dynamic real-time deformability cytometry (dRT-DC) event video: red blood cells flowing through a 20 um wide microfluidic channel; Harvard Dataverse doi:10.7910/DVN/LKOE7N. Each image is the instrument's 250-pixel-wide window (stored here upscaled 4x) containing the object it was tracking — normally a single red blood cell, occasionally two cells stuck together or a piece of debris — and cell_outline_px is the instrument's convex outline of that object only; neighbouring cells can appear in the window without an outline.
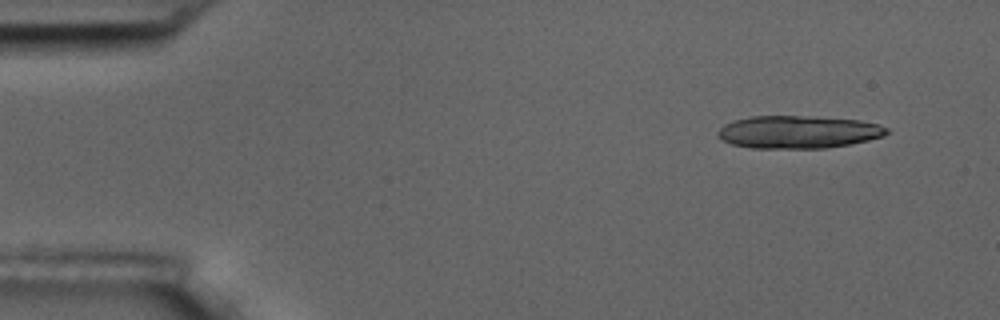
{"species": "common noctule bat (a hibernating species)", "species_latin": "Nyctalus noctula", "temperature_condition": "room temperature", "stored_images_in_passage": 6, "camera_frame_rate_fps": 3000, "um_per_image_px": 0.085, "animal": {"sex": "male", "body_mass_g": 17.5, "forearm_length_mm": 52.3}, "frame": {"image": 1, "passage_image": 2, "time_ms": 1.333, "image_size_px": [1000, 320], "cell_outline_px": [[888, 132], [884, 136], [868, 140], [848, 144], [824, 148], [752, 148], [732, 144], [720, 140], [716, 136], [716, 132], [724, 124], [736, 120], [752, 116], [812, 116], [860, 120], [876, 124], [888, 128]], "centroid_in_image_um": [67.81, 11.22], "position_along_channel_um": 17.2, "area_um2": 32.19}}
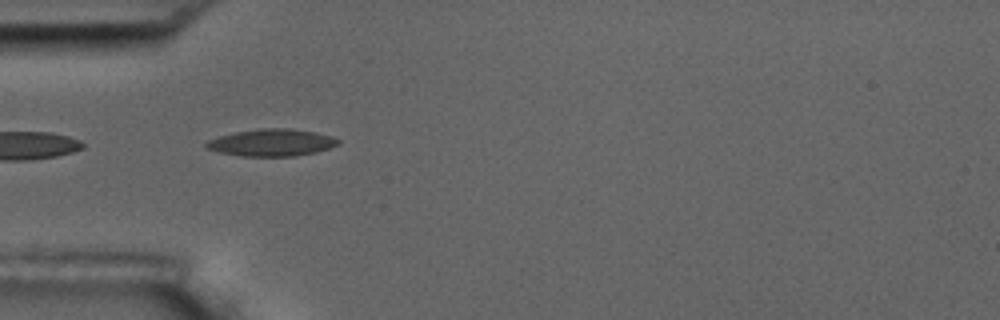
{"frame": {"image": 2, "passage_image": 6, "time_ms": 5.667, "image_size_px": [1000, 320], "cell_outline_px": [[340, 144], [316, 152], [296, 156], [240, 156], [220, 152], [208, 148], [204, 144], [208, 140], [220, 136], [236, 132], [260, 128], [288, 128], [316, 132], [332, 136], [340, 140]], "centroid_in_image_um": [23.13, 12.12], "position_along_channel_um": 61.9, "area_um2": 20.75}}